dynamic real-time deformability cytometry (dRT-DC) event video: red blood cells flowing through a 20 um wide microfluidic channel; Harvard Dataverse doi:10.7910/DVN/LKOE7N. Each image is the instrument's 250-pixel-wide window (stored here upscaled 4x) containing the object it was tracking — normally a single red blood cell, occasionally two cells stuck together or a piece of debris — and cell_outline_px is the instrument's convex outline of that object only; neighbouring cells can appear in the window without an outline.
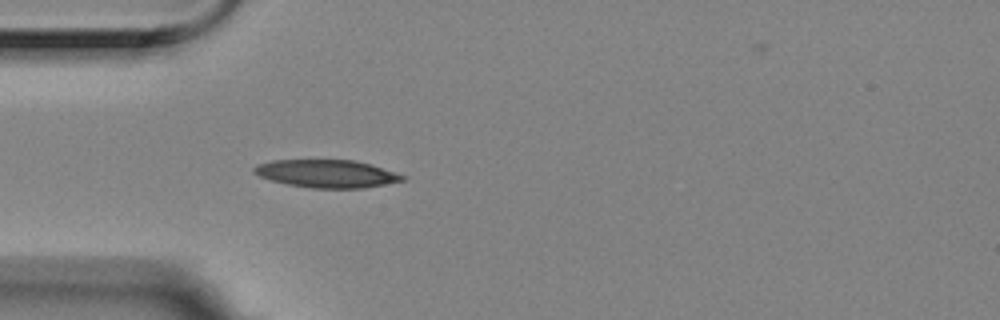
{"species": "Egyptian fruit bat (a non-hibernating species)", "species_latin": "Rousettus aegyptiacus", "temperature_condition": "room temperature", "stored_images_in_passage": 1, "camera_frame_rate_fps": 3000, "um_per_image_px": 0.085, "animal": {"sex": "female"}, "frame": {"image": 1, "passage_image": 1, "time_ms": 0.0, "image_size_px": [1000, 320], "cell_outline_px": [[408, 176], [404, 180], [364, 188], [312, 188], [288, 184], [272, 180], [260, 176], [252, 172], [252, 168], [256, 164], [272, 160], [352, 160], [372, 164]], "centroid_in_image_um": [27.78, 14.75], "position_along_channel_um": 57.2, "area_um2": 24.1}}